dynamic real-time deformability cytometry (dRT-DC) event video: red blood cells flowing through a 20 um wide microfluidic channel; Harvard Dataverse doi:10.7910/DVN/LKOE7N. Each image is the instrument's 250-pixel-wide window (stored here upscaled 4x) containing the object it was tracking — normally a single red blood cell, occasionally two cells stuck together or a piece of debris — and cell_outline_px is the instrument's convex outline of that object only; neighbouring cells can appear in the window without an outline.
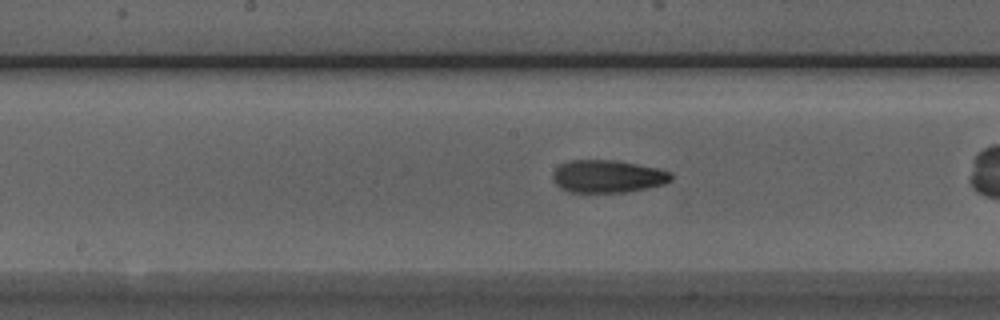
{"species": "Egyptian fruit bat (a non-hibernating species)", "species_latin": "Rousettus aegyptiacus", "temperature_condition": "room temperature", "stored_images_in_passage": 28, "camera_frame_rate_fps": 3000, "um_per_image_px": 0.085, "animal": {"sex": "male"}, "frame": {"image": 1, "passage_image": 13, "time_ms": 4.0, "image_size_px": [1000, 320], "cell_outline_px": [[672, 180], [664, 184], [648, 188], [624, 192], [568, 192], [560, 188], [552, 180], [552, 172], [560, 164], [572, 160], [616, 160], [656, 168], [672, 172]], "centroid_in_image_um": [51.63, 14.99], "position_along_channel_um": 196.6, "area_um2": 22.6}}
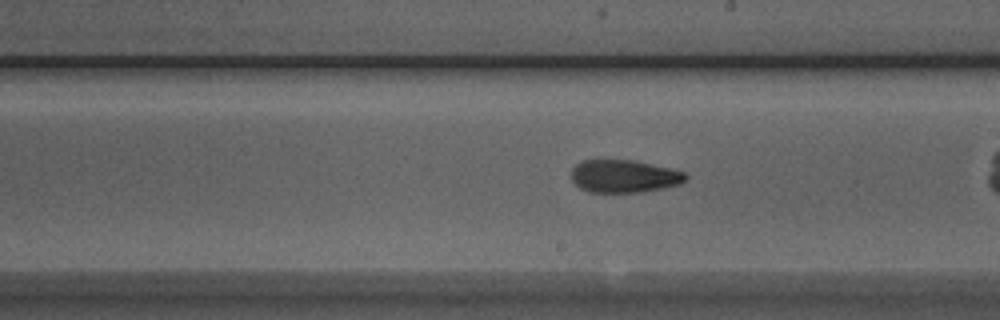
{"frame": {"image": 2, "passage_image": 16, "time_ms": 5.0, "image_size_px": [1000, 320], "cell_outline_px": [[688, 176], [680, 184], [664, 188], [640, 192], [588, 192], [580, 188], [572, 180], [572, 168], [580, 160], [636, 160], [684, 172]], "centroid_in_image_um": [53.02, 14.97], "position_along_channel_um": 236.0, "area_um2": 21.79}}